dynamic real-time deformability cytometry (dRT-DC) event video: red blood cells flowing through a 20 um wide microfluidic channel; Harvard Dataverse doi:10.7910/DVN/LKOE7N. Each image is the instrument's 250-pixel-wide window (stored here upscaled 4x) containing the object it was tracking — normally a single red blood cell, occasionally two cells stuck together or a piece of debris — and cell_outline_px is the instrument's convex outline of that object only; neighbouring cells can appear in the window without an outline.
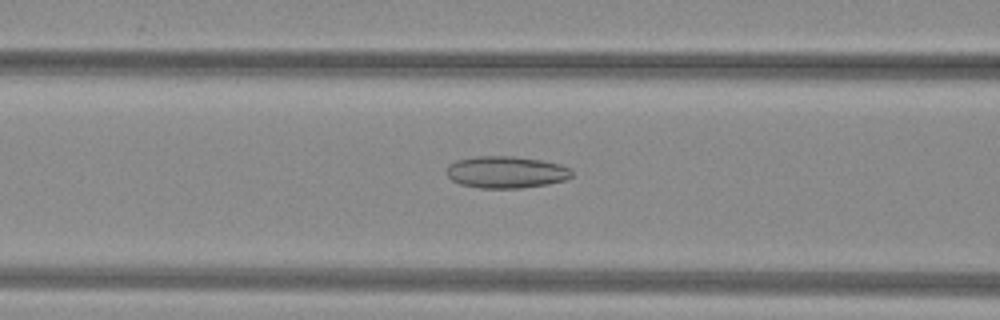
{"species": "common noctule bat (a hibernating species)", "species_latin": "Nyctalus noctula", "temperature_condition": "warm", "stored_images_in_passage": 46, "camera_frame_rate_fps": 3000, "um_per_image_px": 0.085, "animal": {"sex": "female", "body_mass_g": 29.2, "forearm_length_mm": 56.3}, "frame": {"image": 1, "passage_image": 16, "time_ms": 5.0, "image_size_px": [1000, 320], "cell_outline_px": [[572, 176], [564, 180], [548, 184], [524, 188], [480, 188], [460, 184], [452, 180], [444, 172], [448, 164], [456, 160], [472, 156], [512, 156], [540, 160], [560, 164], [568, 168], [572, 172]], "centroid_in_image_um": [42.96, 14.63], "position_along_channel_um": 123.6, "area_um2": 23.47}}
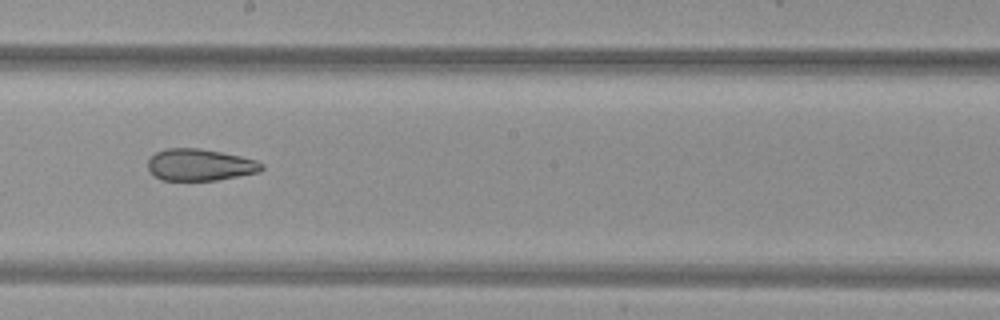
{"frame": {"image": 2, "passage_image": 24, "time_ms": 7.667, "image_size_px": [1000, 320], "cell_outline_px": [[264, 168], [260, 172], [216, 180], [160, 180], [152, 176], [148, 168], [148, 160], [156, 152], [168, 148], [200, 148], [240, 156], [256, 160], [264, 164]], "centroid_in_image_um": [16.98, 14.02], "position_along_channel_um": 231.2, "area_um2": 21.15}}
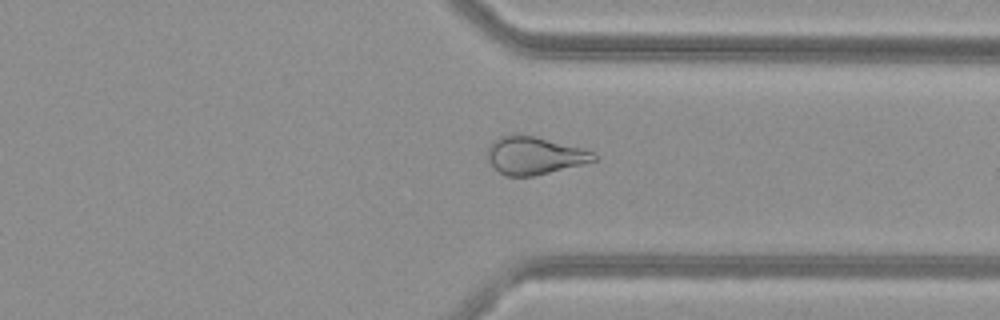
{"frame": {"image": 3, "passage_image": 34, "time_ms": 11.0, "image_size_px": [1000, 320], "cell_outline_px": [[596, 160], [532, 176], [508, 176], [500, 172], [488, 160], [488, 148], [492, 140], [500, 136], [536, 136], [580, 148], [592, 152], [596, 156]], "centroid_in_image_um": [45.39, 13.22], "position_along_channel_um": 366.0, "area_um2": 22.54}, "authors_computed_cell_mechanics": {"area_um2": 25.6054, "velocity_mm_per_s": 4.0382, "shape_relaxation_time_tau1_ms": null, "shape_relaxation_time_tau2_ms": 2.8634, "deformation_change_tau1": null, "deformation_change_tau2": 0.1088}}